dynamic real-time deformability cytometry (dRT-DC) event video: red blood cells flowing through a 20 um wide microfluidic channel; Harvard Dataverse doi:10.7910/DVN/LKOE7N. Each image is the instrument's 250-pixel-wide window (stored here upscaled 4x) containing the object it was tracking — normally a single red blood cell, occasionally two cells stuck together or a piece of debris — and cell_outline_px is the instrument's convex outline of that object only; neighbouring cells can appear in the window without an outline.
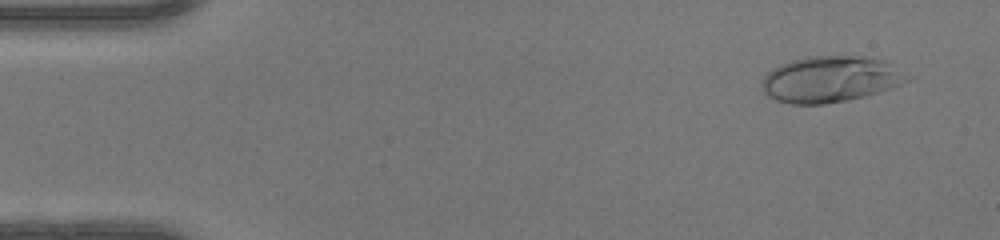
{"species": "human", "species_latin": "Homo sapiens", "temperature_condition": "warm", "stored_images_in_passage": 49, "camera_frame_rate_fps": 3000, "um_per_image_px": 0.085, "donor": {"sex": "female"}, "frame": {"image": 1, "passage_image": 4, "time_ms": 1.0, "image_size_px": [1000, 240], "cell_outline_px": [[912, 76], [908, 80], [888, 88], [864, 96], [848, 100], [824, 104], [792, 104], [776, 100], [768, 96], [760, 88], [760, 84], [764, 76], [772, 68], [780, 64], [792, 60], [812, 56], [860, 56], [880, 60]], "centroid_in_image_um": [70.5, 6.74], "position_along_channel_um": 14.5, "area_um2": 38.61}}
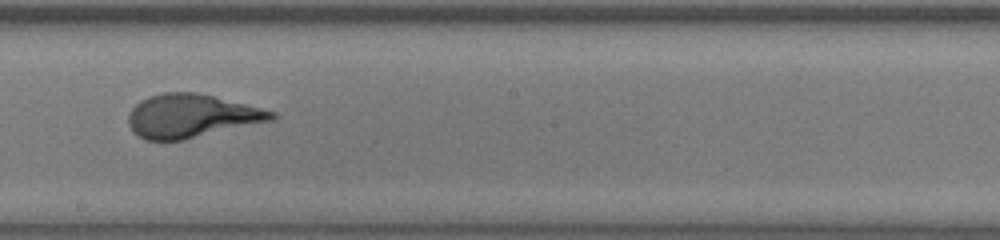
{"frame": {"image": 2, "passage_image": 28, "time_ms": 9.0, "image_size_px": [1000, 240], "cell_outline_px": [[280, 116], [276, 120], [184, 140], [144, 140], [132, 132], [128, 124], [128, 116], [132, 108], [140, 100], [148, 96], [164, 92], [196, 92], [276, 112]], "centroid_in_image_um": [16.27, 9.87], "position_along_channel_um": 231.9, "area_um2": 36.47}}
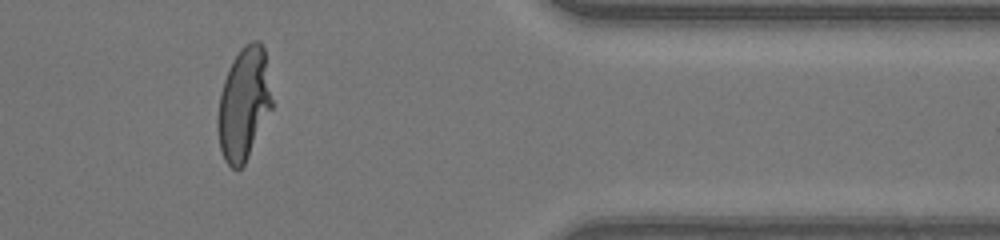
{"frame": {"image": 3, "passage_image": 41, "time_ms": 13.333, "image_size_px": [1000, 240], "cell_outline_px": [[272, 108], [244, 164], [240, 168], [232, 168], [224, 160], [220, 148], [216, 128], [216, 120], [220, 92], [228, 68], [232, 60], [240, 48], [244, 44], [252, 40], [260, 40], [264, 48], [272, 100]], "centroid_in_image_um": [20.7, 8.8], "position_along_channel_um": 390.7, "area_um2": 35.66}, "authors_computed_cell_mechanics": {"area_um2": 36.3562, "velocity_mm_per_s": 4.2277, "shape_relaxation_time_tau1_ms": 7.5829, "shape_relaxation_time_tau2_ms": null, "deformation_change_tau1": 0.3512, "deformation_change_tau2": null}}